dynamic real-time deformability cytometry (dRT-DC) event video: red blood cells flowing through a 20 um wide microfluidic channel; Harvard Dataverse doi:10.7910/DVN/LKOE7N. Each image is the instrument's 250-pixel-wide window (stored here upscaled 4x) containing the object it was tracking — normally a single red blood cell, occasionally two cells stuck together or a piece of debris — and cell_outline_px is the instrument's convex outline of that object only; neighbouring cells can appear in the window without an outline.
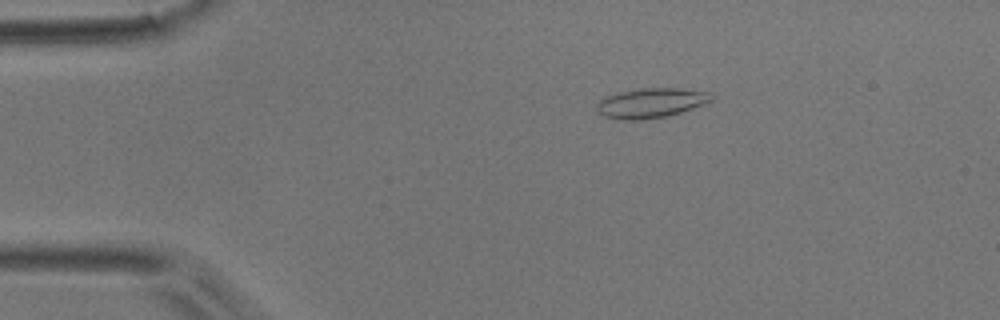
{"species": "common noctule bat (a hibernating species)", "species_latin": "Nyctalus noctula", "temperature_condition": "room temperature", "stored_images_in_passage": 47, "camera_frame_rate_fps": 3000, "um_per_image_px": 0.085, "animal": {"sex": "male", "body_mass_g": 17.9}, "frame": {"image": 1, "passage_image": 5, "time_ms": 1.333, "image_size_px": [1000, 320], "cell_outline_px": [[712, 100], [708, 104], [668, 116], [644, 120], [616, 120], [604, 116], [596, 108], [596, 104], [600, 100], [608, 96], [620, 92], [640, 88], [680, 88], [708, 92]], "centroid_in_image_um": [55.34, 8.77], "position_along_channel_um": 29.7, "area_um2": 20.0}}
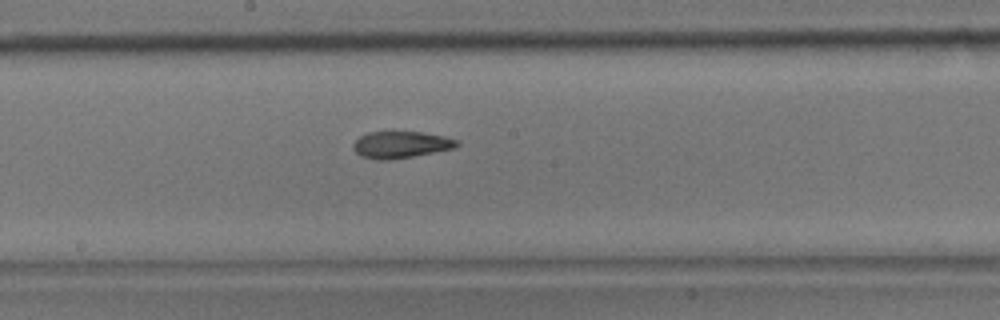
{"frame": {"image": 2, "passage_image": 23, "time_ms": 7.333, "image_size_px": [1000, 320], "cell_outline_px": [[460, 144], [452, 148], [412, 156], [388, 160], [376, 160], [360, 156], [352, 148], [352, 144], [360, 136], [368, 132], [392, 128], [424, 132], [444, 136], [460, 140]], "centroid_in_image_um": [34.02, 12.23], "position_along_channel_um": 214.2, "area_um2": 16.94}}
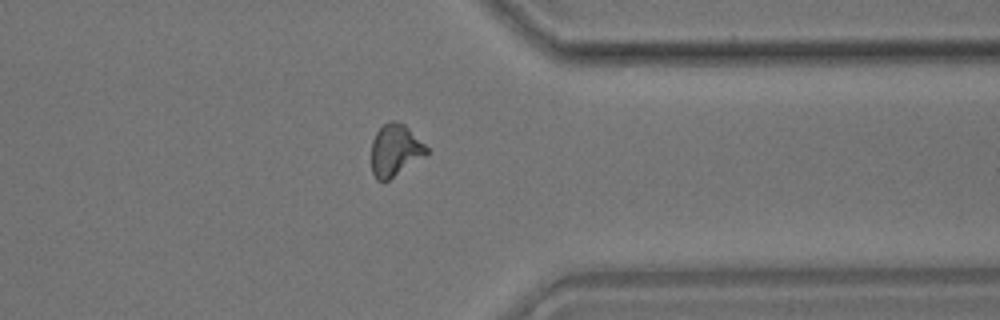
{"frame": {"image": 3, "passage_image": 36, "time_ms": 11.667, "image_size_px": [1000, 320], "cell_outline_px": [[432, 152], [388, 180], [376, 180], [372, 172], [372, 140], [376, 132], [388, 120], [396, 120], [404, 124]], "centroid_in_image_um": [33.6, 12.76], "position_along_channel_um": 377.8, "area_um2": 16.7}, "authors_computed_cell_mechanics": {"area_um2": 16.762, "velocity_mm_per_s": 3.924, "shape_relaxation_time_tau1_ms": 7.8584, "shape_relaxation_time_tau2_ms": 2.7132, "deformation_change_tau1": 0.1873, "deformation_change_tau2": 0.0955}}